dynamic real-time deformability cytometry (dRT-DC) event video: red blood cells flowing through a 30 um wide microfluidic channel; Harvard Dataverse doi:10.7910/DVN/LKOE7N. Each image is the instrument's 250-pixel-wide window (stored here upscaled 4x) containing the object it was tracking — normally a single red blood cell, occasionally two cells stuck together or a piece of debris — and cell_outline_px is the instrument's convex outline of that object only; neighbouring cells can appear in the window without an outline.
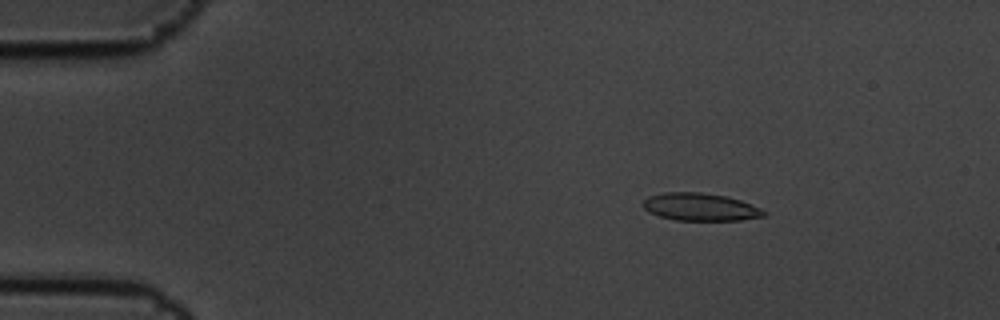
{"species": "common noctule bat (a hibernating species)", "species_latin": "Nyctalus noctula", "temperature_condition": "cold", "stored_images_in_passage": 6, "camera_frame_rate_fps": 3000, "um_per_image_px": 0.085, "animal": {"sex": "male", "body_mass_g": 19.5, "forearm_length_mm": 54.6}, "frame": {"image": 1, "passage_image": 2, "time_ms": 0.333, "image_size_px": [1000, 320], "cell_outline_px": [[768, 212], [764, 216], [740, 220], [676, 220], [660, 216], [648, 212], [640, 204], [648, 196], [664, 192], [700, 192], [724, 196], [740, 200], [760, 208]], "centroid_in_image_um": [59.49, 17.59], "position_along_channel_um": 25.5, "area_um2": 19.42}}
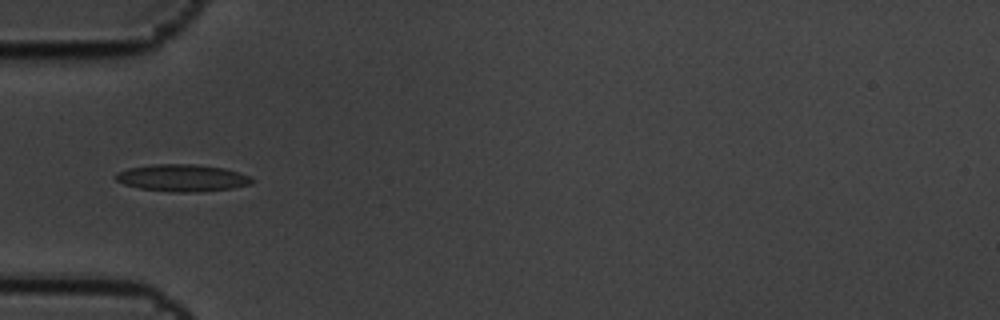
{"frame": {"image": 2, "passage_image": 5, "time_ms": 1.333, "image_size_px": [1000, 320], "cell_outline_px": [[256, 180], [252, 184], [232, 188], [200, 192], [172, 192], [140, 188], [124, 184], [116, 180], [116, 172], [128, 168], [152, 164], [196, 164], [224, 168], [252, 176]], "centroid_in_image_um": [15.54, 15.12], "position_along_channel_um": 69.5, "area_um2": 21.68}}
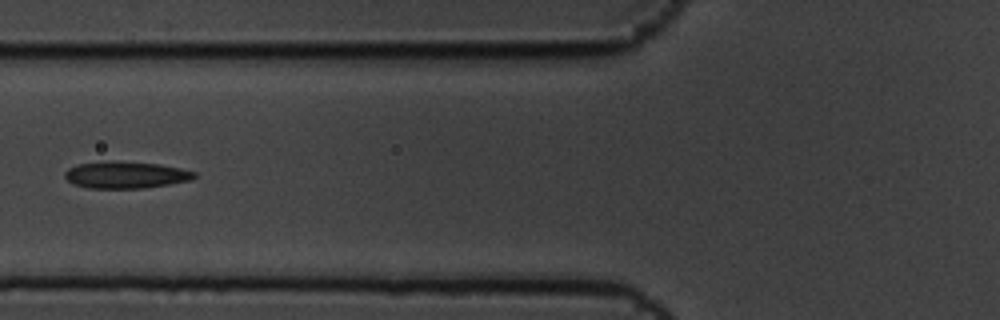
{"frame": {"image": 3, "passage_image": 6, "time_ms": 1.667, "image_size_px": [1000, 320], "cell_outline_px": [[196, 176], [192, 180], [144, 188], [88, 188], [72, 184], [64, 176], [64, 172], [68, 168], [76, 164], [108, 160], [160, 164], [180, 168], [196, 172]], "centroid_in_image_um": [10.65, 14.86], "position_along_channel_um": 115.1, "area_um2": 20.46}}